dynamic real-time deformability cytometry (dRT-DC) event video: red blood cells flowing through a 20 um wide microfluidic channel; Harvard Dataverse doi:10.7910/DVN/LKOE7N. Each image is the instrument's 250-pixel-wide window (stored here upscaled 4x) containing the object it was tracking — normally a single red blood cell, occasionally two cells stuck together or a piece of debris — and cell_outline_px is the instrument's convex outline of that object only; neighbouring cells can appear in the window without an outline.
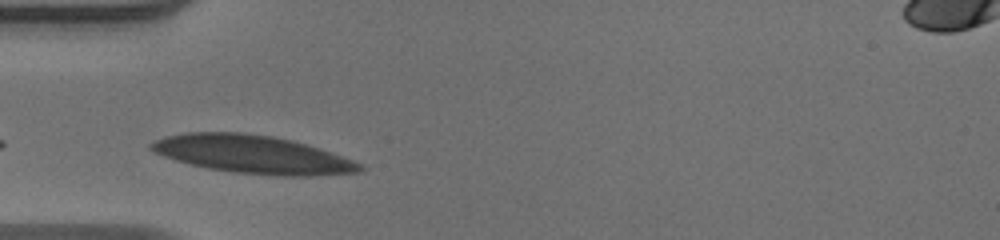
{"species": "human", "species_latin": "Homo sapiens", "temperature_condition": "warm", "stored_images_in_passage": 28, "camera_frame_rate_fps": 3000, "um_per_image_px": 0.085, "donor": {"sex": "male"}, "frame": {"image": 1, "passage_image": 1, "time_ms": 0.0, "image_size_px": [1000, 240], "cell_outline_px": [[368, 168], [360, 172], [312, 176], [276, 176], [232, 172], [208, 168], [176, 160], [164, 156], [148, 148], [148, 144], [164, 136], [188, 132], [244, 132], [272, 136], [292, 140], [320, 148], [364, 164]], "centroid_in_image_um": [21.52, 13.13], "position_along_channel_um": 63.5, "area_um2": 46.53}}
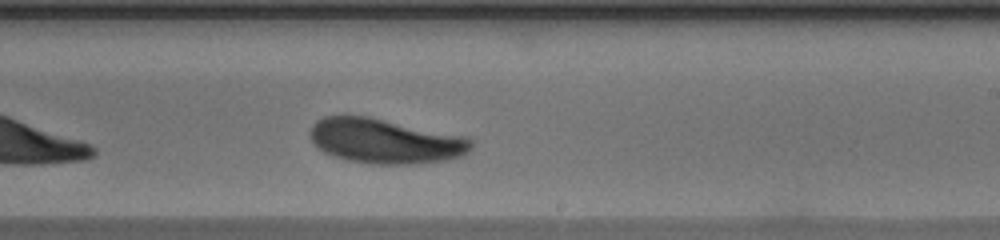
{"frame": {"image": 2, "passage_image": 16, "time_ms": 5.0, "image_size_px": [1000, 240], "cell_outline_px": [[472, 148], [464, 156], [448, 160], [416, 164], [372, 164], [348, 160], [324, 152], [316, 148], [312, 140], [312, 124], [316, 120], [324, 116], [368, 116], [468, 136], [472, 140]], "centroid_in_image_um": [32.8, 11.99], "position_along_channel_um": 256.2, "area_um2": 42.37}}
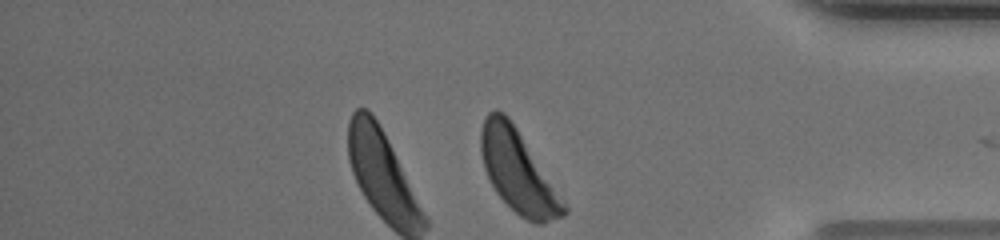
{"frame": {"image": 3, "passage_image": 28, "time_ms": 9.0, "image_size_px": [1000, 240], "cell_outline_px": [[568, 212], [564, 216], [544, 224], [536, 224], [520, 216], [496, 192], [484, 168], [480, 152], [480, 132], [484, 120], [488, 112], [496, 108], [504, 112], [508, 116], [516, 128], [568, 208]], "centroid_in_image_um": [44.0, 14.58], "position_along_channel_um": 391.2, "area_um2": 38.78}, "authors_computed_cell_mechanics": {"area_um2": 42.5697, "velocity_mm_per_s": 3.8977, "shape_relaxation_time_tau1_ms": 3.7327, "shape_relaxation_time_tau2_ms": 1.8587, "deformation_change_tau1": 0.1436, "deformation_change_tau2": 0.0652}}